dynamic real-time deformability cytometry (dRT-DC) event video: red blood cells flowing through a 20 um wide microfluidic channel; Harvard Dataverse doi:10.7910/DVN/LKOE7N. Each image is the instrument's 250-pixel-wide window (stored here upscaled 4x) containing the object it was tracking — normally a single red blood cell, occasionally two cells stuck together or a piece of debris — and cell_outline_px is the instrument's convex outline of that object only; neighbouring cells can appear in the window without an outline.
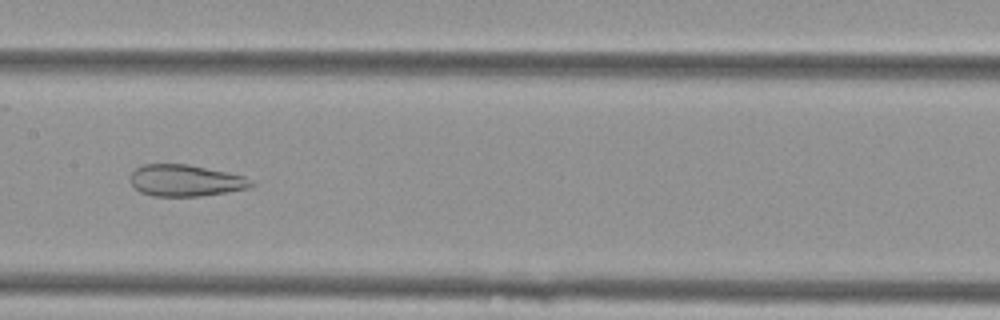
{"species": "Egyptian fruit bat (a non-hibernating species)", "species_latin": "Rousettus aegyptiacus", "temperature_condition": "cold", "stored_images_in_passage": 42, "camera_frame_rate_fps": 3000, "um_per_image_px": 0.085, "animal": {"sex": "female"}, "frame": {"image": 1, "passage_image": 16, "time_ms": 5.0, "image_size_px": [1000, 320], "cell_outline_px": [[256, 184], [252, 188], [200, 196], [152, 196], [140, 192], [132, 184], [132, 172], [136, 168], [144, 164], [188, 164], [244, 176], [252, 180]], "centroid_in_image_um": [15.81, 15.35], "position_along_channel_um": 191.6, "area_um2": 22.2}}
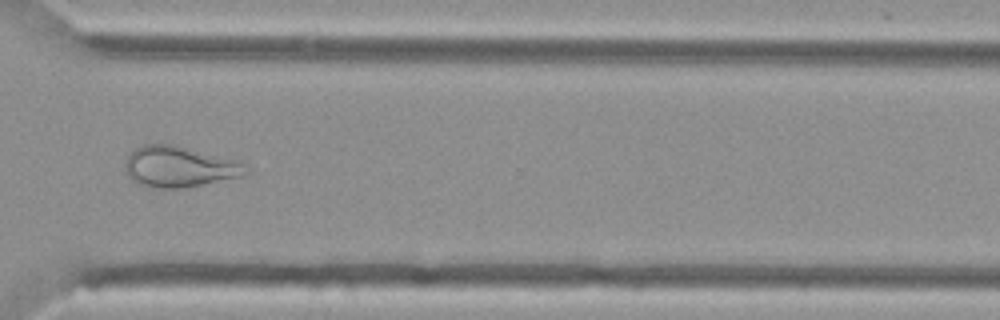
{"frame": {"image": 2, "passage_image": 29, "time_ms": 9.333, "image_size_px": [1000, 320], "cell_outline_px": [[248, 172], [244, 176], [184, 188], [144, 188], [136, 184], [128, 176], [124, 168], [124, 164], [128, 156], [136, 148], [144, 144], [176, 144], [240, 160], [248, 168]], "centroid_in_image_um": [15.25, 14.17], "position_along_channel_um": 355.4, "area_um2": 29.48}}
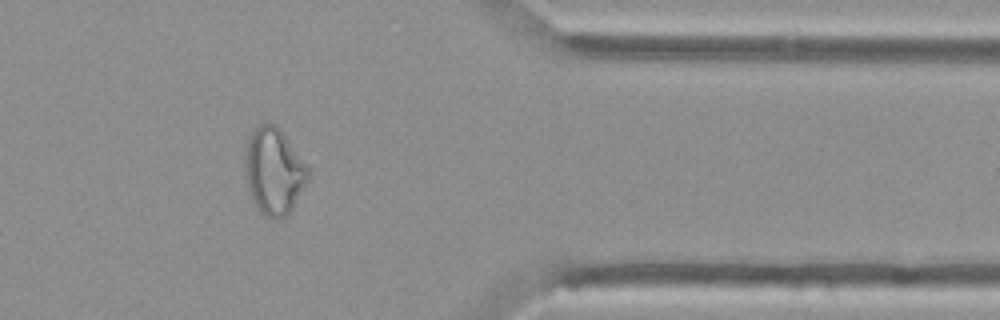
{"frame": {"image": 3, "passage_image": 33, "time_ms": 10.667, "image_size_px": [1000, 320], "cell_outline_px": [[312, 168], [308, 180], [288, 216], [276, 220], [272, 220], [264, 216], [256, 208], [252, 200], [244, 176], [244, 152], [248, 136], [252, 128], [260, 124], [276, 124]], "centroid_in_image_um": [23.28, 14.56], "position_along_channel_um": 388.1, "area_um2": 32.95}, "authors_computed_cell_mechanics": {"area_um2": 29.7959, "velocity_mm_per_s": 3.7826, "shape_relaxation_time_tau1_ms": null, "shape_relaxation_time_tau2_ms": 1.8573, "deformation_change_tau1": null, "deformation_change_tau2": 0.1046}}